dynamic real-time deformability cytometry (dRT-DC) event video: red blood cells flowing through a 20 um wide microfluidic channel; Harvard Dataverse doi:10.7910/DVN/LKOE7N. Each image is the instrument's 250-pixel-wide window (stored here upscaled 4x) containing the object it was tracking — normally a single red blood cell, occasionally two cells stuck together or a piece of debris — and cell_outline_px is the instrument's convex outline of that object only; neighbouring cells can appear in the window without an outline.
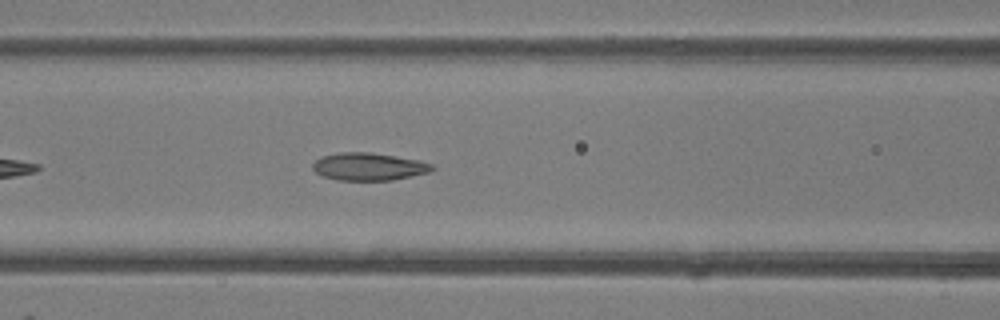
{"species": "common noctule bat (a hibernating species)", "species_latin": "Nyctalus noctula", "temperature_condition": "room temperature", "stored_images_in_passage": 36, "camera_frame_rate_fps": 3000, "um_per_image_px": 0.085, "animal": {"sex": "female"}, "frame": {"image": 1, "passage_image": 8, "time_ms": 2.333, "image_size_px": [1000, 320], "cell_outline_px": [[436, 168], [428, 172], [412, 176], [392, 180], [336, 180], [324, 176], [316, 172], [312, 168], [312, 164], [320, 156], [340, 152], [368, 152], [416, 160], [432, 164]], "centroid_in_image_um": [31.3, 14.16], "position_along_channel_um": 135.3, "area_um2": 19.02}}
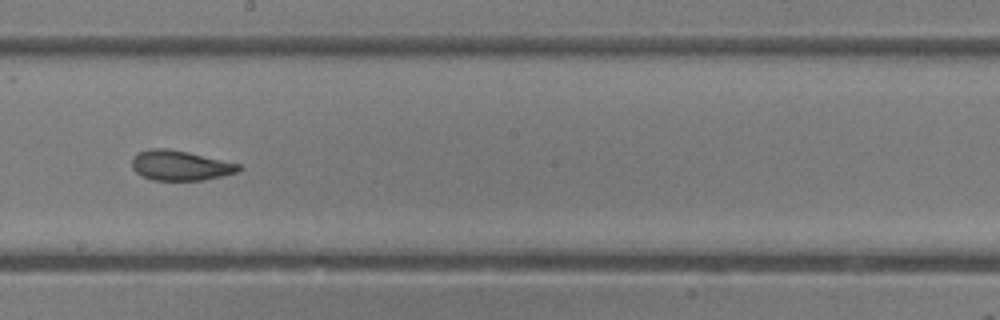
{"frame": {"image": 2, "passage_image": 15, "time_ms": 4.667, "image_size_px": [1000, 320], "cell_outline_px": [[244, 168], [236, 172], [204, 180], [152, 180], [140, 176], [132, 168], [132, 160], [140, 152], [148, 148], [168, 148], [188, 152], [240, 164]], "centroid_in_image_um": [15.31, 14.07], "position_along_channel_um": 232.9, "area_um2": 18.61}}
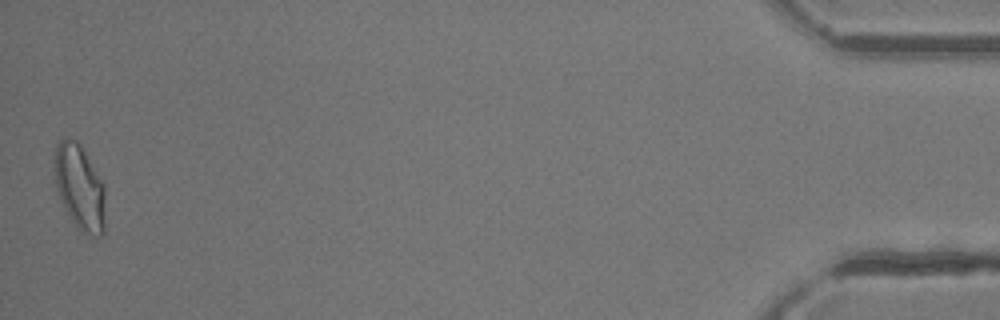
{"frame": {"image": 3, "passage_image": 36, "time_ms": 11.667, "image_size_px": [1000, 320], "cell_outline_px": [[104, 236], [92, 236], [80, 232], [76, 228], [60, 200], [56, 188], [52, 164], [56, 144], [64, 136], [76, 140], [80, 144], [104, 184]], "centroid_in_image_um": [6.73, 15.91], "position_along_channel_um": 428.5, "area_um2": 25.78}, "authors_computed_cell_mechanics": {"area_um2": 19.363, "velocity_mm_per_s": 4.1887, "shape_relaxation_time_tau1_ms": 4.5949, "shape_relaxation_time_tau2_ms": 1.4035, "deformation_change_tau1": 0.1523, "deformation_change_tau2": 0.0825}}